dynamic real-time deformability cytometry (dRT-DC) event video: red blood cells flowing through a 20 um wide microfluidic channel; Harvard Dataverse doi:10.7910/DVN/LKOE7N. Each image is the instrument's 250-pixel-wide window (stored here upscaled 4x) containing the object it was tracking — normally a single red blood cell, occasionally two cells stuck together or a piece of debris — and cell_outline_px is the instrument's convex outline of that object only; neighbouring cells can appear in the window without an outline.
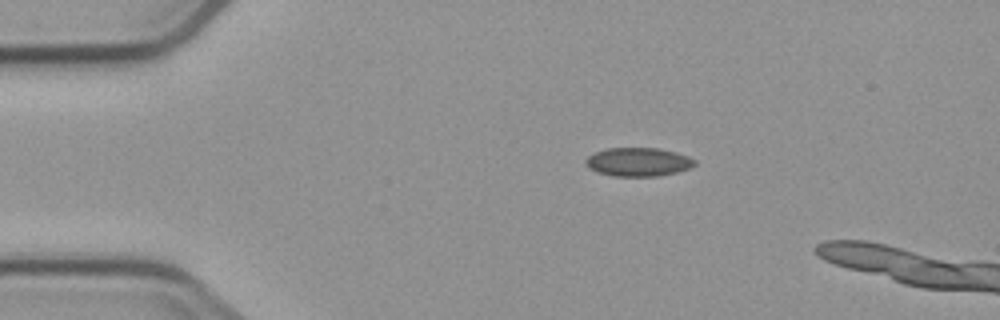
{"species": "common noctule bat (a hibernating species)", "species_latin": "Nyctalus noctula", "temperature_condition": "cold", "stored_images_in_passage": 8, "segment_of_instrument_passage": [1, 2], "camera_frame_rate_fps": 3000, "um_per_image_px": 0.085, "animal": {"sex": "male", "body_mass_g": 23.1, "forearm_length_mm": 52.7}, "frame": {"image": 1, "passage_image": 1, "time_ms": 0.0, "image_size_px": [1000, 320], "cell_outline_px": [[696, 164], [692, 168], [676, 172], [656, 176], [612, 176], [596, 172], [588, 168], [584, 160], [588, 156], [596, 152], [608, 148], [656, 148], [676, 152], [688, 156], [696, 160]], "centroid_in_image_um": [54.25, 13.77], "position_along_channel_um": 30.7, "area_um2": 18.26}}
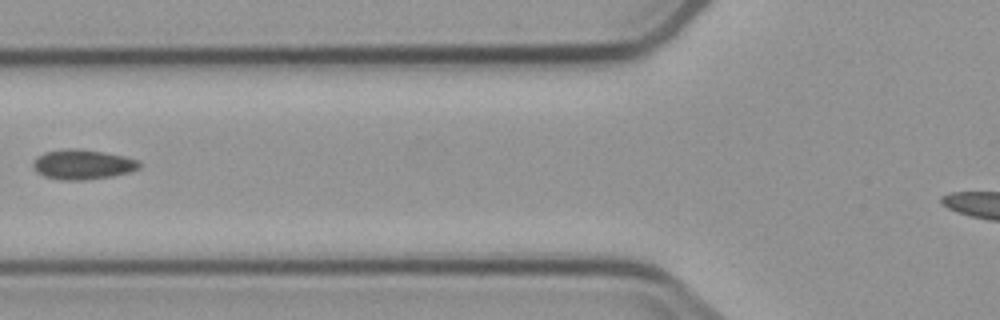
{"frame": {"image": 2, "passage_image": 4, "time_ms": 3.667, "image_size_px": [1000, 320], "cell_outline_px": [[140, 168], [132, 172], [112, 176], [84, 180], [60, 180], [44, 176], [36, 172], [32, 168], [32, 164], [36, 156], [44, 152], [68, 148], [76, 148], [104, 152], [124, 156], [136, 160], [140, 164]], "centroid_in_image_um": [6.99, 13.98], "position_along_channel_um": 118.8, "area_um2": 18.67}}
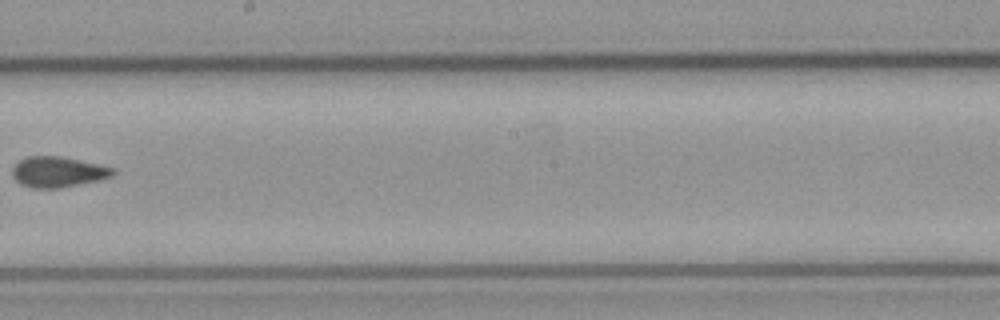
{"frame": {"image": 3, "passage_image": 7, "time_ms": 7.0, "image_size_px": [1000, 320], "cell_outline_px": [[116, 172], [112, 176], [96, 180], [60, 188], [32, 188], [20, 184], [12, 176], [12, 168], [20, 160], [28, 156], [60, 156], [100, 164], [116, 168]], "centroid_in_image_um": [4.92, 14.61], "position_along_channel_um": 243.3, "area_um2": 17.92}}